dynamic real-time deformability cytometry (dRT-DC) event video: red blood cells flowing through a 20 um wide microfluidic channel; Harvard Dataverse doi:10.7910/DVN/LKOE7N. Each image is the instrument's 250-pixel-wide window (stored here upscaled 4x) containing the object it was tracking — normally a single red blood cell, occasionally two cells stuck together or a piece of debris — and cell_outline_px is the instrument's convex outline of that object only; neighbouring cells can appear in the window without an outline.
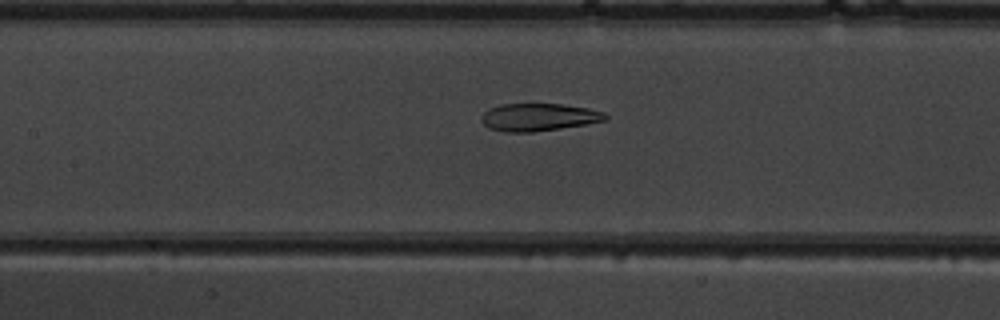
{"species": "common noctule bat (a hibernating species)", "species_latin": "Nyctalus noctula", "temperature_condition": "warm", "stored_images_in_passage": 51, "camera_frame_rate_fps": 3000, "um_per_image_px": 0.085, "animal": {"sex": "male", "body_mass_g": 19.5, "forearm_length_mm": 54.6}, "frame": {"image": 1, "passage_image": 24, "time_ms": 7.667, "image_size_px": [1000, 320], "cell_outline_px": [[608, 120], [560, 128], [532, 132], [504, 132], [488, 128], [480, 120], [480, 116], [488, 108], [500, 104], [564, 104], [588, 108], [604, 112], [608, 116]], "centroid_in_image_um": [45.75, 9.95], "position_along_channel_um": 161.6, "area_um2": 20.06}}
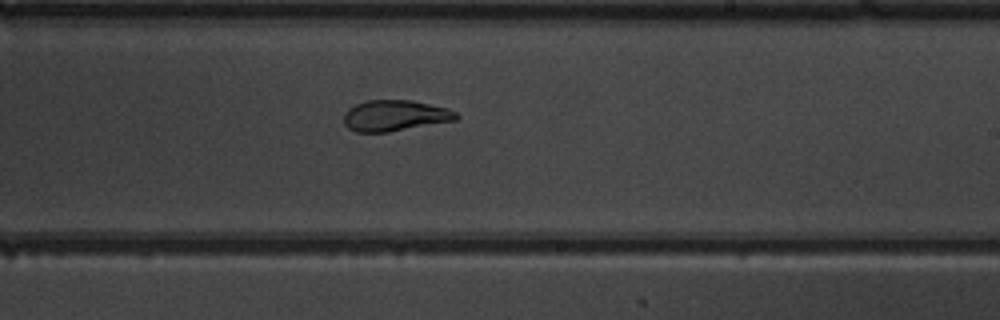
{"frame": {"image": 2, "passage_image": 31, "time_ms": 10.0, "image_size_px": [1000, 320], "cell_outline_px": [[460, 116], [456, 120], [388, 132], [356, 132], [348, 128], [344, 124], [344, 112], [348, 108], [356, 104], [368, 100], [412, 100], [448, 108], [456, 112]], "centroid_in_image_um": [33.56, 9.82], "position_along_channel_um": 255.4, "area_um2": 20.35}}
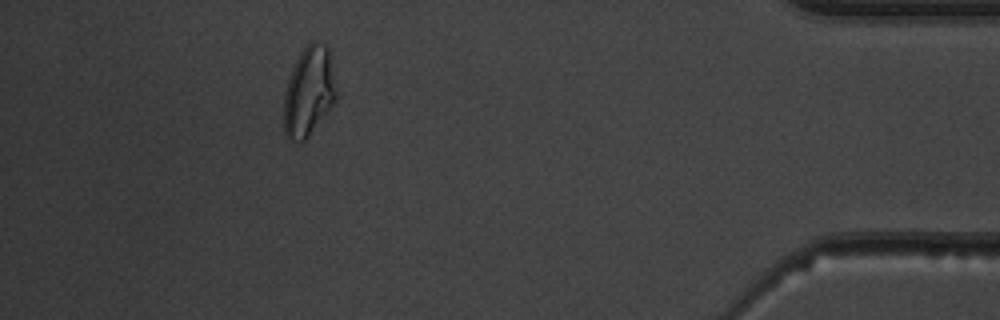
{"frame": {"image": 3, "passage_image": 46, "time_ms": 15.0, "image_size_px": [1000, 320], "cell_outline_px": [[336, 100], [308, 136], [304, 140], [288, 140], [284, 132], [284, 92], [292, 68], [300, 52], [312, 40], [316, 40], [324, 44], [328, 48], [336, 88]], "centroid_in_image_um": [26.23, 7.76], "position_along_channel_um": 409.0, "area_um2": 27.05}, "authors_computed_cell_mechanics": {"area_um2": 24.0448, "velocity_mm_per_s": 4.0267, "shape_relaxation_time_tau1_ms": null, "shape_relaxation_time_tau2_ms": 1.3708, "deformation_change_tau1": null, "deformation_change_tau2": 0.0705}}